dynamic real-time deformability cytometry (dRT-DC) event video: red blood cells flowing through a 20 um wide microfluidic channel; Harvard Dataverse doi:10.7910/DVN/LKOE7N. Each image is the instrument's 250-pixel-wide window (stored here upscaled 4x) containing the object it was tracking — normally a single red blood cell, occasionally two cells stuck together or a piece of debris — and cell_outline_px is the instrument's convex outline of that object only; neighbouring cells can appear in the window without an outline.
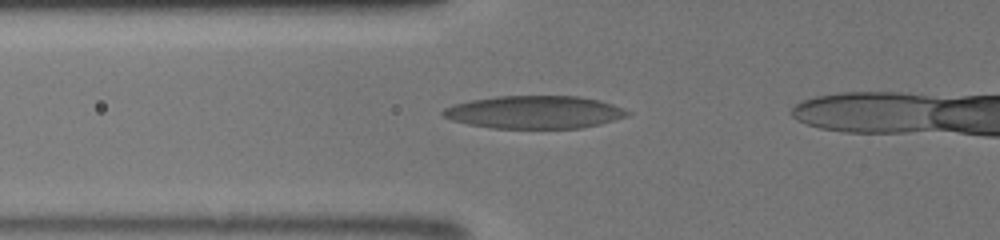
{"species": "human", "species_latin": "Homo sapiens", "temperature_condition": "room temperature", "stored_images_in_passage": 11, "segment_of_instrument_passage": [1, 2], "camera_frame_rate_fps": 3000, "um_per_image_px": 0.085, "donor": {"sex": "male"}, "frame": {"image": 1, "passage_image": 7, "time_ms": 2.333, "image_size_px": [1000, 240], "cell_outline_px": [[632, 112], [628, 116], [600, 124], [580, 128], [492, 128], [468, 124], [452, 120], [444, 116], [440, 112], [444, 108], [452, 104], [468, 100], [496, 96], [580, 96], [600, 100], [624, 108]], "centroid_in_image_um": [45.43, 9.52], "position_along_channel_um": 80.4, "area_um2": 35.49}}
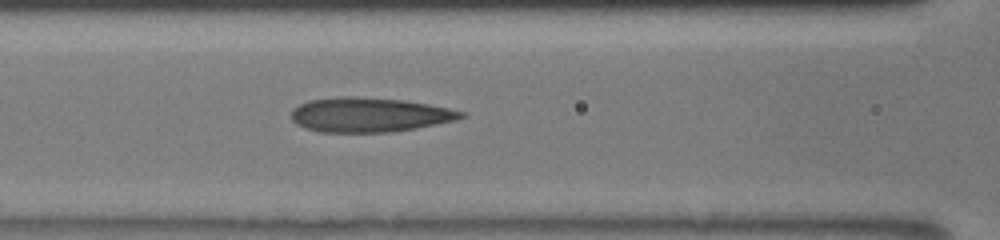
{"frame": {"image": 2, "passage_image": 10, "time_ms": 3.667, "image_size_px": [1000, 240], "cell_outline_px": [[468, 116], [456, 120], [416, 128], [392, 132], [320, 132], [304, 128], [296, 124], [292, 120], [292, 112], [300, 104], [308, 100], [336, 96], [348, 96], [404, 100], [428, 104], [448, 108], [464, 112]], "centroid_in_image_um": [31.4, 9.76], "position_along_channel_um": 135.2, "area_um2": 34.16}}